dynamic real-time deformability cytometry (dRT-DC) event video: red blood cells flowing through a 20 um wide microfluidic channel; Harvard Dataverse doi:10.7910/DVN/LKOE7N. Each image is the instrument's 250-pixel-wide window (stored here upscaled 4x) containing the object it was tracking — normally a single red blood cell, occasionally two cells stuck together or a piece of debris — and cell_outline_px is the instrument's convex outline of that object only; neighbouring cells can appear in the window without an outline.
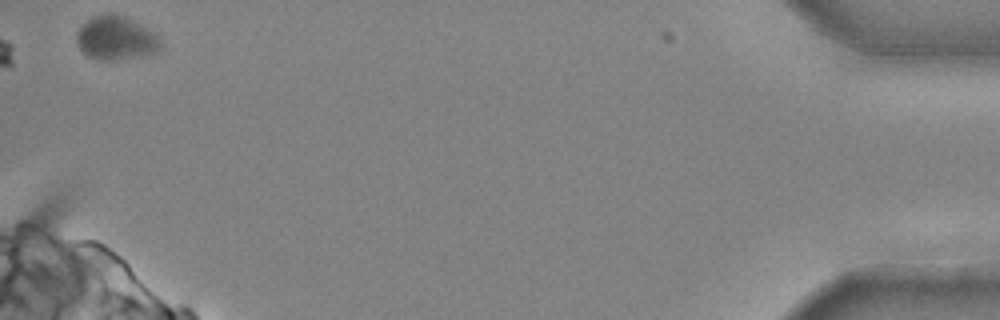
{"species": "common noctule bat (a hibernating species)", "species_latin": "Nyctalus noctula", "temperature_condition": "cold", "stored_images_in_passage": 28, "segment_of_instrument_passage": [2, 2], "camera_frame_rate_fps": 3000, "um_per_image_px": 0.085, "animal": {"sex": "male", "body_mass_g": 20.4}, "frame": {"image": 1, "passage_image": 28, "time_ms": 9.0, "image_size_px": [1000, 320], "cell_outline_px": [[164, 44], [160, 48], [152, 52], [140, 56], [108, 60], [96, 60], [88, 56], [80, 48], [76, 40], [76, 32], [88, 20], [96, 16], [120, 16], [132, 20], [148, 28]], "centroid_in_image_um": [9.85, 3.27], "position_along_channel_um": 425.4, "area_um2": 20.58}}